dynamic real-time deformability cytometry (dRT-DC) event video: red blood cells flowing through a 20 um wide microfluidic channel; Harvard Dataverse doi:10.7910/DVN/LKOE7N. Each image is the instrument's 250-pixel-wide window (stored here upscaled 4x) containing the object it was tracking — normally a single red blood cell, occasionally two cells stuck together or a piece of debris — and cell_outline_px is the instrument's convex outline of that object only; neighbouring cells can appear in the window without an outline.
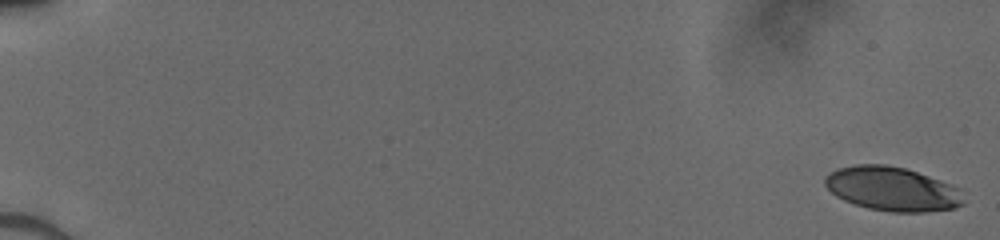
{"species": "human", "species_latin": "Homo sapiens", "temperature_condition": "cold", "stored_images_in_passage": 52, "camera_frame_rate_fps": 3000, "um_per_image_px": 0.085, "donor": {"sex": "male"}, "frame": {"image": 1, "passage_image": 1, "time_ms": 0.0, "image_size_px": [1000, 240], "cell_outline_px": [[964, 204], [956, 208], [924, 212], [892, 212], [868, 208], [844, 200], [836, 196], [824, 184], [824, 176], [828, 172], [840, 168], [856, 164], [884, 164], [904, 168], [964, 188]], "centroid_in_image_um": [75.89, 16.06], "position_along_channel_um": 9.1, "area_um2": 35.89}}
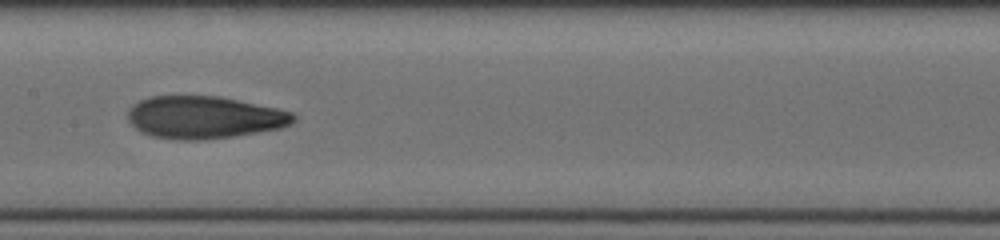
{"frame": {"image": 2, "passage_image": 29, "time_ms": 9.333, "image_size_px": [1000, 240], "cell_outline_px": [[296, 120], [292, 124], [280, 128], [232, 136], [204, 140], [176, 140], [152, 136], [140, 132], [128, 120], [128, 108], [132, 104], [148, 96], [220, 96], [276, 108], [292, 112], [296, 116]], "centroid_in_image_um": [17.33, 9.97], "position_along_channel_um": 190.1, "area_um2": 41.1}}
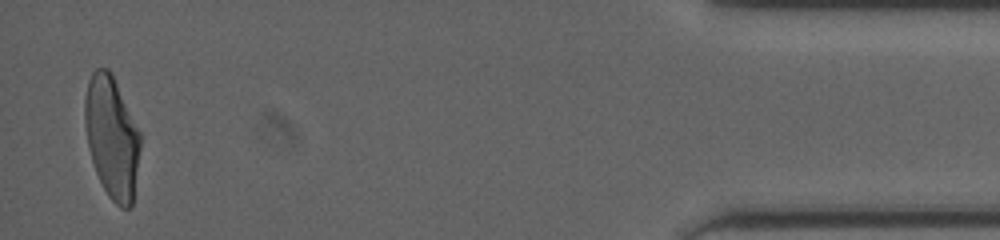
{"frame": {"image": 3, "passage_image": 51, "time_ms": 16.667, "image_size_px": [1000, 240], "cell_outline_px": [[140, 148], [132, 208], [120, 208], [108, 196], [96, 172], [88, 148], [84, 120], [84, 96], [88, 80], [92, 72], [96, 68], [108, 68], [112, 72], [140, 132]], "centroid_in_image_um": [9.49, 11.64], "position_along_channel_um": 425.7, "area_um2": 39.59}}